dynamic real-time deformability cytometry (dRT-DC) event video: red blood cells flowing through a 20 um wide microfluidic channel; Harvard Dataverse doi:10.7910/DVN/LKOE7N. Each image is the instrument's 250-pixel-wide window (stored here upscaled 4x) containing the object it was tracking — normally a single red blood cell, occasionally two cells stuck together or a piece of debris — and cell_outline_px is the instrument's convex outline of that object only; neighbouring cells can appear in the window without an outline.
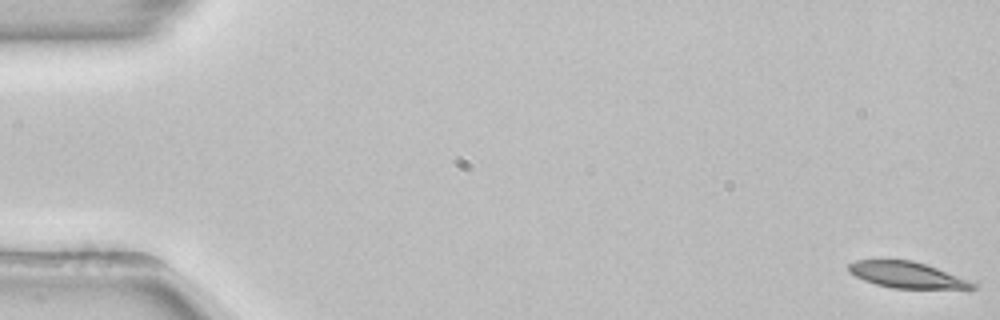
{"species": "common noctule bat (a hibernating species)", "species_latin": "Nyctalus noctula", "temperature_condition": "room temperature", "stored_images_in_passage": 54, "camera_frame_rate_fps": 3000, "um_per_image_px": 0.085, "animal": {"sex": "female", "body_mass_g": 22.7, "forearm_length_mm": 54.2}, "frame": {"image": 1, "passage_image": 1, "time_ms": 0.0, "image_size_px": [1000, 320], "cell_outline_px": [[976, 288], [968, 292], [892, 288], [876, 284], [864, 280], [856, 276], [848, 268], [848, 264], [856, 260], [880, 256], [912, 260], [936, 268], [976, 284]], "centroid_in_image_um": [77.14, 23.38], "position_along_channel_um": 7.9, "area_um2": 20.23}}
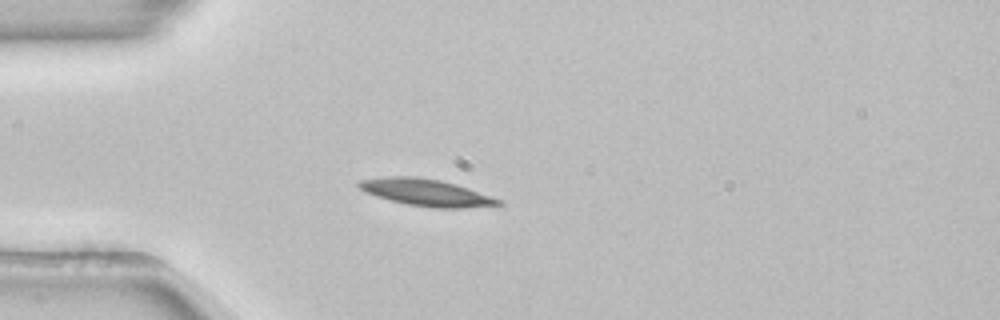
{"frame": {"image": 2, "passage_image": 15, "time_ms": 4.667, "image_size_px": [1000, 320], "cell_outline_px": [[504, 204], [464, 208], [432, 208], [408, 204], [376, 196], [364, 192], [356, 184], [360, 180], [388, 176], [416, 176], [440, 180], [456, 184], [504, 200]], "centroid_in_image_um": [36.25, 16.36], "position_along_channel_um": 48.7, "area_um2": 21.91}}
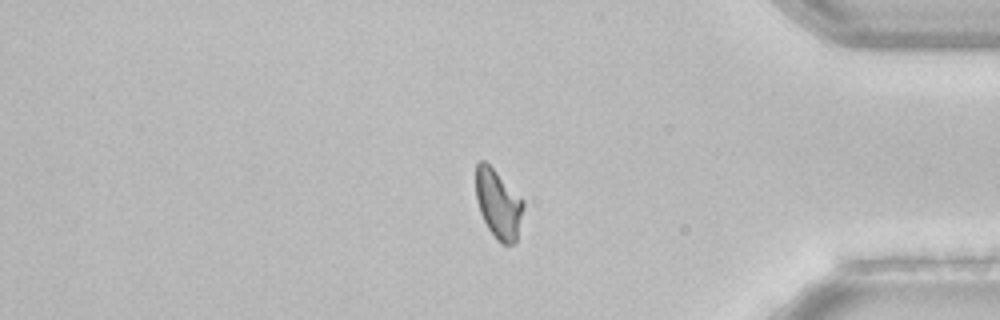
{"frame": {"image": 3, "passage_image": 45, "time_ms": 14.667, "image_size_px": [1000, 320], "cell_outline_px": [[524, 208], [516, 240], [512, 244], [500, 244], [496, 240], [488, 228], [480, 212], [476, 200], [476, 164], [480, 160], [484, 160], [524, 200]], "centroid_in_image_um": [42.35, 17.36], "position_along_channel_um": 392.8, "area_um2": 18.96}, "authors_computed_cell_mechanics": {"area_um2": 20.1722, "velocity_mm_per_s": 3.854, "shape_relaxation_time_tau1_ms": 3.5938, "shape_relaxation_time_tau2_ms": null, "deformation_change_tau1": 0.1347, "deformation_change_tau2": null}}